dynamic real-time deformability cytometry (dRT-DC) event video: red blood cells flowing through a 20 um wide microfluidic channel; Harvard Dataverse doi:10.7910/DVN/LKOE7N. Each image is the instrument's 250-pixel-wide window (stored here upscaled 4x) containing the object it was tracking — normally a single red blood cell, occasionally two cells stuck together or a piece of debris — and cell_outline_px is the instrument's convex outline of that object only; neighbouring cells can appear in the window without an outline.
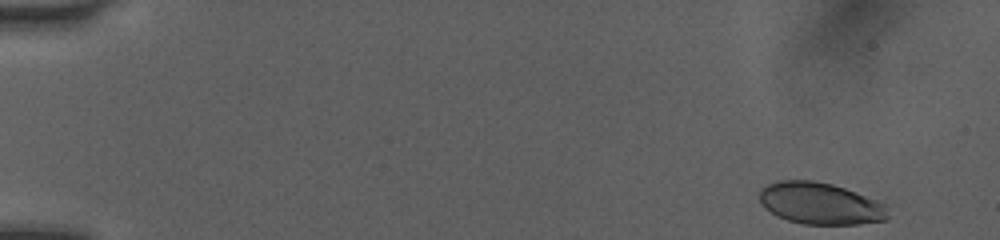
{"species": "human", "species_latin": "Homo sapiens", "temperature_condition": "room temperature", "stored_images_in_passage": 48, "camera_frame_rate_fps": 3000, "um_per_image_px": 0.085, "donor": {"sex": "female"}, "frame": {"image": 1, "passage_image": 1, "time_ms": 0.0, "image_size_px": [1000, 240], "cell_outline_px": [[888, 220], [860, 224], [804, 224], [788, 220], [776, 216], [760, 200], [760, 188], [776, 180], [812, 180], [832, 184], [856, 192], [876, 200], [884, 204], [888, 216]], "centroid_in_image_um": [69.73, 17.29], "position_along_channel_um": 15.3, "area_um2": 31.1}}
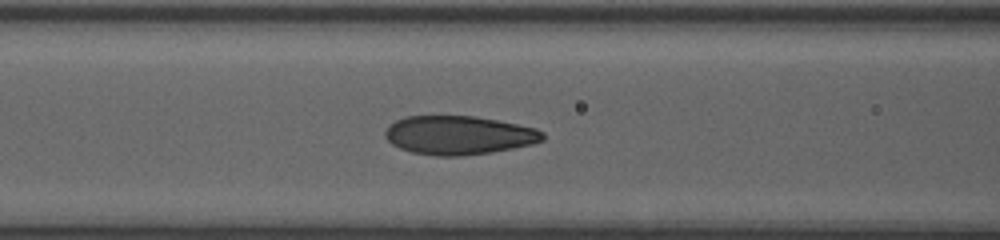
{"frame": {"image": 2, "passage_image": 20, "time_ms": 6.333, "image_size_px": [1000, 240], "cell_outline_px": [[544, 140], [532, 144], [512, 148], [488, 152], [460, 156], [436, 156], [412, 152], [400, 148], [392, 144], [384, 136], [384, 132], [388, 124], [404, 116], [476, 116], [536, 128], [544, 132]], "centroid_in_image_um": [38.96, 11.48], "position_along_channel_um": 127.6, "area_um2": 35.55}}
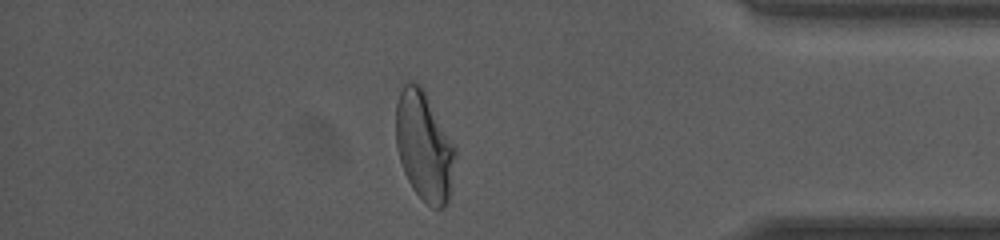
{"frame": {"image": 3, "passage_image": 42, "time_ms": 13.667, "image_size_px": [1000, 240], "cell_outline_px": [[456, 156], [448, 204], [444, 208], [432, 208], [412, 188], [404, 172], [396, 148], [396, 104], [400, 92], [404, 84], [420, 84], [424, 88], [456, 148]], "centroid_in_image_um": [36.07, 12.44], "position_along_channel_um": 399.1, "area_um2": 37.8}, "authors_computed_cell_mechanics": {"area_um2": 35.4025, "velocity_mm_per_s": 4.0525, "shape_relaxation_time_tau1_ms": 5.5051, "shape_relaxation_time_tau2_ms": 0.7039, "deformation_change_tau1": 0.1894, "deformation_change_tau2": 0.0572}}